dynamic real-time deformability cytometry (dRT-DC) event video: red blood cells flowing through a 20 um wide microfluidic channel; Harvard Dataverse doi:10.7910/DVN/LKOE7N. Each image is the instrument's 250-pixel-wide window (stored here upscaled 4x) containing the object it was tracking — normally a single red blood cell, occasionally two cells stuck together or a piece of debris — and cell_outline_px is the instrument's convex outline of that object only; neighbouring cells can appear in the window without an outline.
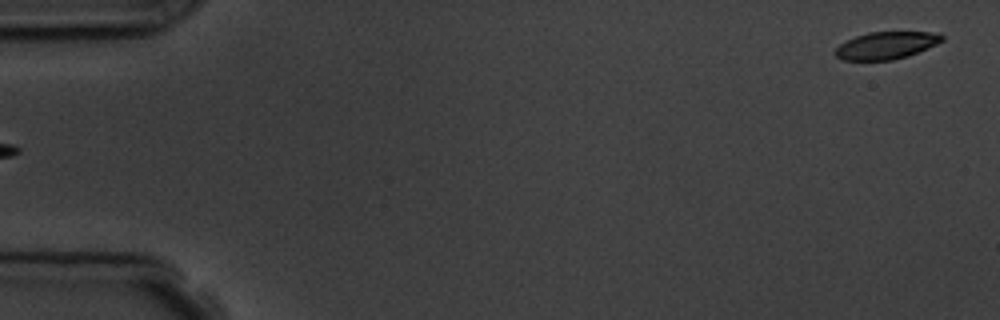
{"species": "common noctule bat (a hibernating species)", "species_latin": "Nyctalus noctula", "temperature_condition": "room temperature", "stored_images_in_passage": 5, "segment_of_instrument_passage": [2, 2], "camera_frame_rate_fps": 3000, "um_per_image_px": 0.085, "animal": {"sex": "male", "body_mass_g": 19.5, "forearm_length_mm": 54.6}, "frame": {"image": 1, "passage_image": 5, "time_ms": 4.667, "image_size_px": [1000, 320], "cell_outline_px": [[944, 40], [936, 44], [908, 56], [892, 60], [840, 60], [836, 56], [836, 48], [840, 44], [856, 36], [868, 32], [940, 32], [944, 36]], "centroid_in_image_um": [75.35, 3.85], "position_along_channel_um": 9.6, "area_um2": 16.94}}